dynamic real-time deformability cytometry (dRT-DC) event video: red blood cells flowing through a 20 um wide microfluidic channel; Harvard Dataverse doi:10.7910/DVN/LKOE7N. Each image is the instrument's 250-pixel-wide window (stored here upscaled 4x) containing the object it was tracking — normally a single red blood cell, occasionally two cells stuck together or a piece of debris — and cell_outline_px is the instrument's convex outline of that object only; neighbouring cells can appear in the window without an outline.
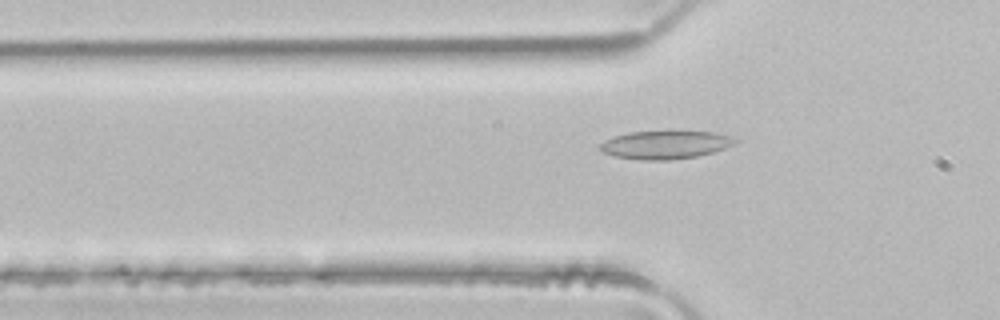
{"species": "common noctule bat (a hibernating species)", "species_latin": "Nyctalus noctula", "temperature_condition": "room temperature", "stored_images_in_passage": 5, "camera_frame_rate_fps": 3000, "um_per_image_px": 0.085, "animal": {"sex": "male", "body_mass_g": 21.5, "forearm_length_mm": 52.0}, "frame": {"image": 1, "passage_image": 4, "time_ms": 1.0, "image_size_px": [1000, 320], "cell_outline_px": [[740, 140], [736, 144], [712, 152], [696, 156], [672, 160], [644, 160], [616, 156], [600, 152], [596, 148], [604, 140], [628, 132], [668, 128], [672, 128], [716, 132], [732, 136]], "centroid_in_image_um": [56.58, 12.24], "position_along_channel_um": 69.2, "area_um2": 23.47}}
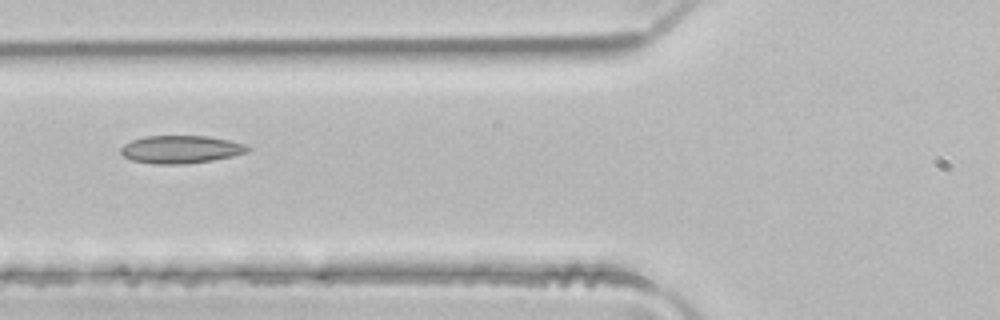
{"frame": {"image": 2, "passage_image": 5, "time_ms": 1.333, "image_size_px": [1000, 320], "cell_outline_px": [[252, 148], [248, 152], [232, 156], [212, 160], [184, 164], [156, 164], [132, 160], [124, 156], [120, 152], [120, 148], [124, 144], [132, 140], [144, 136], [208, 136], [248, 144]], "centroid_in_image_um": [15.4, 12.69], "position_along_channel_um": 110.4, "area_um2": 20.63}}